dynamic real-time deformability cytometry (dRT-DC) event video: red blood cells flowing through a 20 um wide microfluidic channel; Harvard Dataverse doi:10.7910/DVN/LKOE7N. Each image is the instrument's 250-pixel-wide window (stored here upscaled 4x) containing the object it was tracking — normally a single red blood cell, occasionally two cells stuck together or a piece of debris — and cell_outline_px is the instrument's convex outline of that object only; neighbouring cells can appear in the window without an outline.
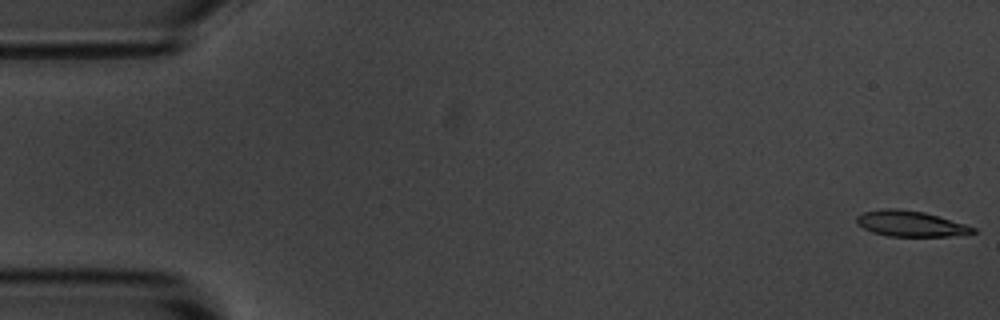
{"species": "common noctule bat (a hibernating species)", "species_latin": "Nyctalus noctula", "temperature_condition": "room temperature", "stored_images_in_passage": 5, "camera_frame_rate_fps": 3000, "um_per_image_px": 0.085, "animal": {"sex": "male", "body_mass_g": 20.1, "forearm_length_mm": 53.5}, "frame": {"image": 1, "passage_image": 1, "time_ms": 0.0, "image_size_px": [1000, 320], "cell_outline_px": [[976, 232], [948, 236], [888, 236], [872, 232], [856, 224], [856, 216], [864, 212], [884, 208], [900, 208], [924, 212], [964, 224], [976, 228]], "centroid_in_image_um": [77.34, 19.0], "position_along_channel_um": 7.7, "area_um2": 17.28}}
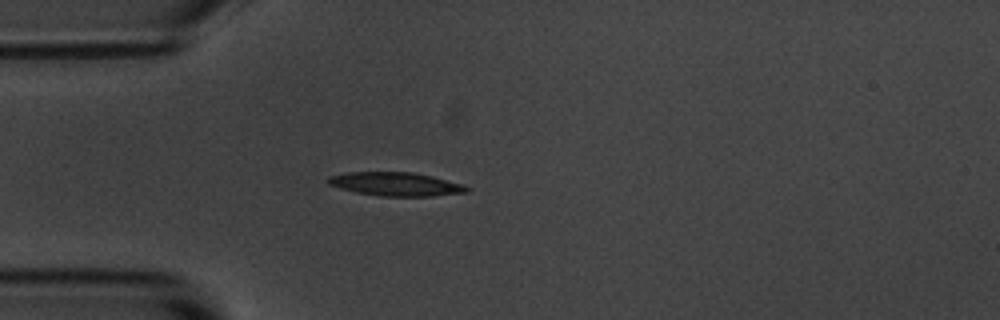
{"frame": {"image": 2, "passage_image": 5, "time_ms": 4.667, "image_size_px": [1000, 320], "cell_outline_px": [[472, 188], [468, 192], [432, 196], [380, 196], [356, 192], [340, 188], [328, 184], [328, 176], [348, 172], [412, 172], [432, 176], [464, 184]], "centroid_in_image_um": [33.68, 15.65], "position_along_channel_um": 51.3, "area_um2": 19.13}}